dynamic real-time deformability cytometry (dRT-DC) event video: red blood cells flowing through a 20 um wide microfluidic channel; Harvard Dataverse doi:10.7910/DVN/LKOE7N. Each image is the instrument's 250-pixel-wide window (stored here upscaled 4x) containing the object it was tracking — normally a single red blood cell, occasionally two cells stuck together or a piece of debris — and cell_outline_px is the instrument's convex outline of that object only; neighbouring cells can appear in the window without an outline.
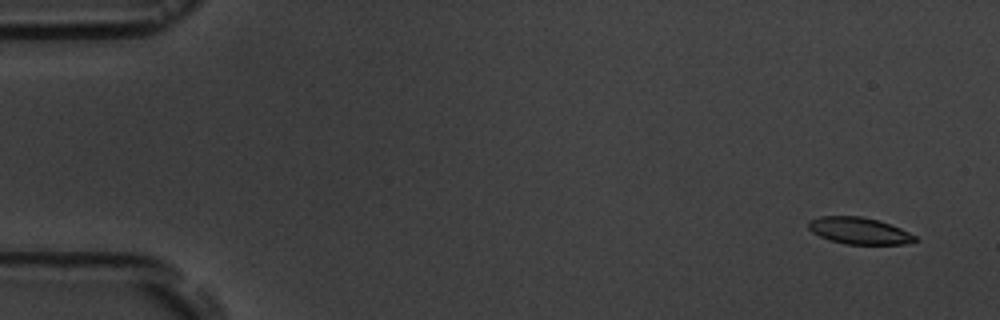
{"species": "common noctule bat (a hibernating species)", "species_latin": "Nyctalus noctula", "temperature_condition": "room temperature", "stored_images_in_passage": 5, "camera_frame_rate_fps": 3000, "um_per_image_px": 0.085, "animal": {"sex": "male", "body_mass_g": 19.5, "forearm_length_mm": 54.6}, "frame": {"image": 1, "passage_image": 1, "time_ms": 0.0, "image_size_px": [1000, 320], "cell_outline_px": [[916, 240], [904, 244], [848, 244], [828, 240], [812, 232], [808, 228], [808, 220], [820, 216], [860, 216], [880, 220], [900, 228], [916, 236]], "centroid_in_image_um": [72.99, 19.6], "position_along_channel_um": 12.0, "area_um2": 16.59}}
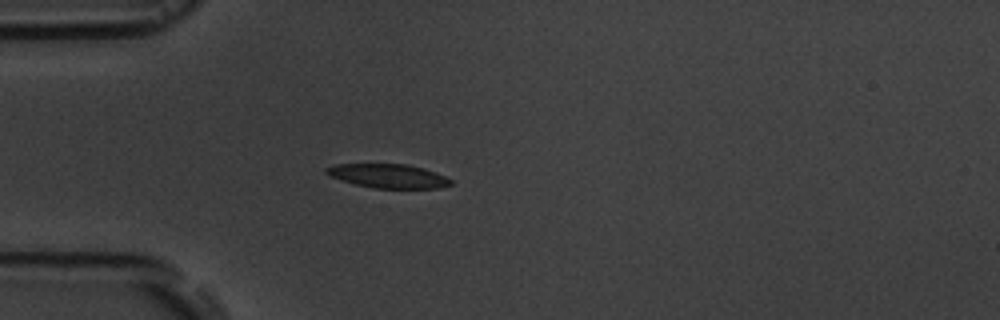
{"frame": {"image": 2, "passage_image": 4, "time_ms": 4.333, "image_size_px": [1000, 320], "cell_outline_px": [[452, 184], [440, 188], [376, 188], [356, 184], [332, 176], [324, 172], [324, 168], [336, 164], [404, 164], [424, 168], [444, 176], [452, 180]], "centroid_in_image_um": [33.02, 14.95], "position_along_channel_um": 52.0, "area_um2": 17.11}}